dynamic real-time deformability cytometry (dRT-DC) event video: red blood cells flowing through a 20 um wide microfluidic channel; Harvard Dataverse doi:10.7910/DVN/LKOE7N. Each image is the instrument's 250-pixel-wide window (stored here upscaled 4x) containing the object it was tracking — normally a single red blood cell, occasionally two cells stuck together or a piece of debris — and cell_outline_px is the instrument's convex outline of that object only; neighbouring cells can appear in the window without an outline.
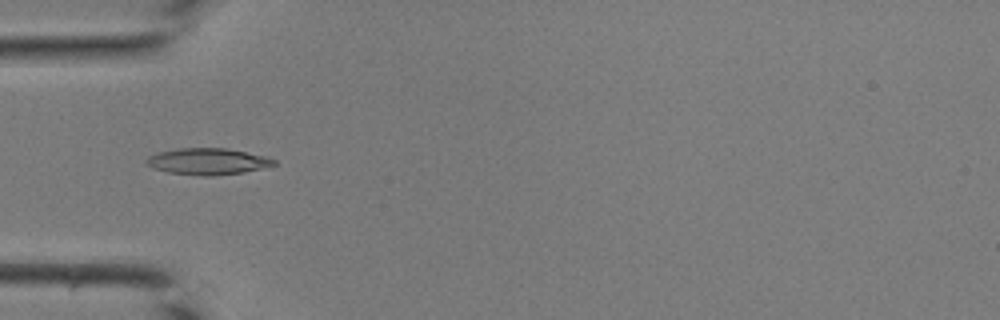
{"species": "common noctule bat (a hibernating species)", "species_latin": "Nyctalus noctula", "temperature_condition": "room temperature", "stored_images_in_passage": 29, "camera_frame_rate_fps": 3000, "um_per_image_px": 0.085, "animal": {"sex": "male", "body_mass_g": 19.0, "forearm_length_mm": 50.8}, "frame": {"image": 1, "passage_image": 1, "time_ms": 0.0, "image_size_px": [1000, 320], "cell_outline_px": [[276, 164], [244, 172], [212, 176], [204, 176], [168, 172], [152, 168], [144, 164], [144, 160], [148, 156], [160, 152], [180, 148], [224, 148], [268, 156], [276, 160]], "centroid_in_image_um": [17.63, 13.72], "position_along_channel_um": 67.4, "area_um2": 19.65}}
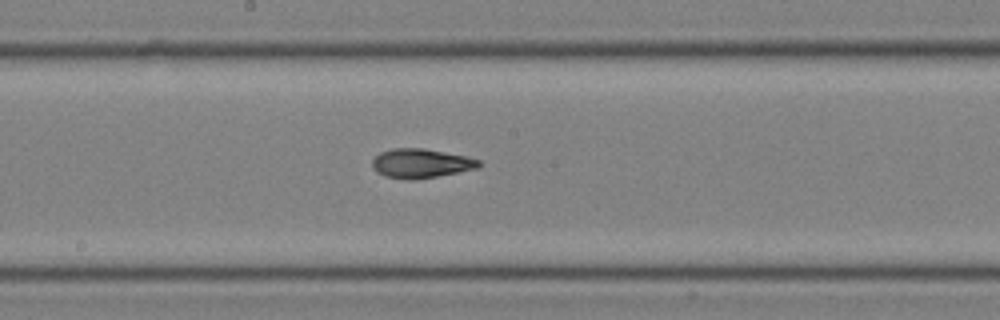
{"frame": {"image": 2, "passage_image": 10, "time_ms": 3.0, "image_size_px": [1000, 320], "cell_outline_px": [[480, 168], [460, 172], [416, 180], [408, 180], [384, 176], [376, 172], [372, 168], [372, 160], [380, 152], [392, 148], [424, 148], [464, 156], [480, 160]], "centroid_in_image_um": [35.76, 13.9], "position_along_channel_um": 212.4, "area_um2": 18.32}}
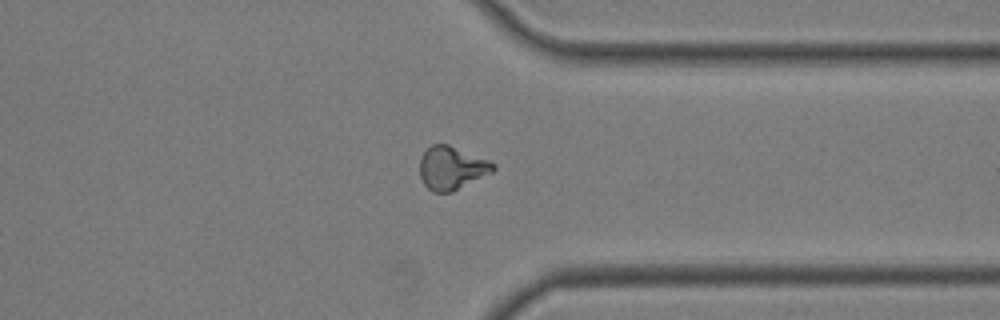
{"frame": {"image": 3, "passage_image": 20, "time_ms": 6.333, "image_size_px": [1000, 320], "cell_outline_px": [[496, 168], [492, 172], [452, 192], [432, 192], [424, 184], [420, 176], [420, 156], [432, 144], [448, 144], [488, 160], [496, 164]], "centroid_in_image_um": [38.38, 14.28], "position_along_channel_um": 373.0, "area_um2": 18.38}}